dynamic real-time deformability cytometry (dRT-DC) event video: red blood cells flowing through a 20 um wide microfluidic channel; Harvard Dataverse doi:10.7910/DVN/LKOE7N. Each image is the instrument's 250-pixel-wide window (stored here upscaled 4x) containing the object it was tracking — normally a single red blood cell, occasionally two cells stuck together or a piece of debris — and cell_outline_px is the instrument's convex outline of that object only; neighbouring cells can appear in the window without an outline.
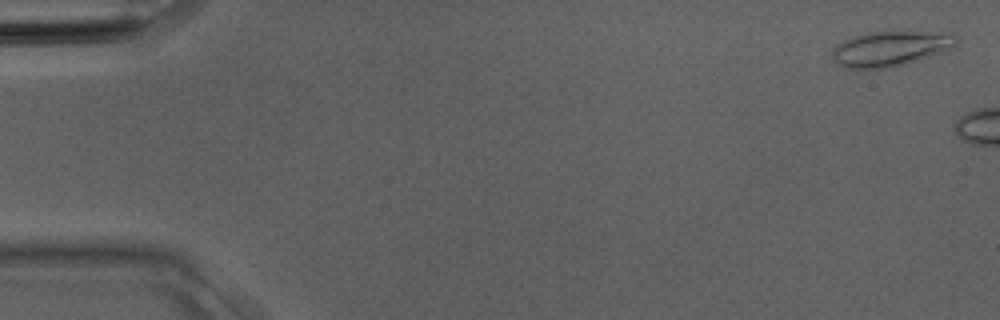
{"species": "Egyptian fruit bat (a non-hibernating species)", "species_latin": "Rousettus aegyptiacus", "temperature_condition": "room temperature", "stored_images_in_passage": 3, "camera_frame_rate_fps": 3000, "um_per_image_px": 0.085, "animal": {"sex": "male"}, "frame": {"image": 1, "passage_image": 1, "time_ms": 0.0, "image_size_px": [1000, 320], "cell_outline_px": [[956, 44], [952, 48], [892, 68], [840, 68], [832, 60], [832, 52], [836, 44], [852, 36], [868, 32], [952, 32], [956, 36]], "centroid_in_image_um": [75.63, 4.13], "position_along_channel_um": 9.4, "area_um2": 25.37}}